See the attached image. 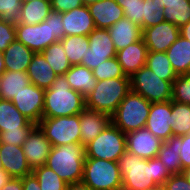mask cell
<instances>
[{"label": "cell", "mask_w": 190, "mask_h": 190, "mask_svg": "<svg viewBox=\"0 0 190 190\" xmlns=\"http://www.w3.org/2000/svg\"><path fill=\"white\" fill-rule=\"evenodd\" d=\"M122 177V190H147L164 185L172 175L158 157L140 158L127 150L118 161Z\"/></svg>", "instance_id": "cell-1"}, {"label": "cell", "mask_w": 190, "mask_h": 190, "mask_svg": "<svg viewBox=\"0 0 190 190\" xmlns=\"http://www.w3.org/2000/svg\"><path fill=\"white\" fill-rule=\"evenodd\" d=\"M88 8L96 28L108 29L124 17L123 8L115 0H100Z\"/></svg>", "instance_id": "cell-22"}, {"label": "cell", "mask_w": 190, "mask_h": 190, "mask_svg": "<svg viewBox=\"0 0 190 190\" xmlns=\"http://www.w3.org/2000/svg\"><path fill=\"white\" fill-rule=\"evenodd\" d=\"M182 175L185 177V179L188 181L189 185H190V167H187L185 169L182 170Z\"/></svg>", "instance_id": "cell-54"}, {"label": "cell", "mask_w": 190, "mask_h": 190, "mask_svg": "<svg viewBox=\"0 0 190 190\" xmlns=\"http://www.w3.org/2000/svg\"><path fill=\"white\" fill-rule=\"evenodd\" d=\"M52 11L51 0H34L22 4L18 23L34 25L43 22Z\"/></svg>", "instance_id": "cell-30"}, {"label": "cell", "mask_w": 190, "mask_h": 190, "mask_svg": "<svg viewBox=\"0 0 190 190\" xmlns=\"http://www.w3.org/2000/svg\"><path fill=\"white\" fill-rule=\"evenodd\" d=\"M23 190H41L38 180L33 173L22 178Z\"/></svg>", "instance_id": "cell-47"}, {"label": "cell", "mask_w": 190, "mask_h": 190, "mask_svg": "<svg viewBox=\"0 0 190 190\" xmlns=\"http://www.w3.org/2000/svg\"><path fill=\"white\" fill-rule=\"evenodd\" d=\"M5 72V63H4V55L3 52L0 51V77Z\"/></svg>", "instance_id": "cell-53"}, {"label": "cell", "mask_w": 190, "mask_h": 190, "mask_svg": "<svg viewBox=\"0 0 190 190\" xmlns=\"http://www.w3.org/2000/svg\"><path fill=\"white\" fill-rule=\"evenodd\" d=\"M100 0H82L83 5L88 6Z\"/></svg>", "instance_id": "cell-55"}, {"label": "cell", "mask_w": 190, "mask_h": 190, "mask_svg": "<svg viewBox=\"0 0 190 190\" xmlns=\"http://www.w3.org/2000/svg\"><path fill=\"white\" fill-rule=\"evenodd\" d=\"M31 169L45 165L51 151V142L45 137L41 129L36 126L21 146Z\"/></svg>", "instance_id": "cell-17"}, {"label": "cell", "mask_w": 190, "mask_h": 190, "mask_svg": "<svg viewBox=\"0 0 190 190\" xmlns=\"http://www.w3.org/2000/svg\"><path fill=\"white\" fill-rule=\"evenodd\" d=\"M66 190H92L88 185H86L83 181L73 182L67 184Z\"/></svg>", "instance_id": "cell-49"}, {"label": "cell", "mask_w": 190, "mask_h": 190, "mask_svg": "<svg viewBox=\"0 0 190 190\" xmlns=\"http://www.w3.org/2000/svg\"><path fill=\"white\" fill-rule=\"evenodd\" d=\"M172 134L183 136L190 133V105L172 100Z\"/></svg>", "instance_id": "cell-36"}, {"label": "cell", "mask_w": 190, "mask_h": 190, "mask_svg": "<svg viewBox=\"0 0 190 190\" xmlns=\"http://www.w3.org/2000/svg\"><path fill=\"white\" fill-rule=\"evenodd\" d=\"M180 36L190 41V21L179 28Z\"/></svg>", "instance_id": "cell-50"}, {"label": "cell", "mask_w": 190, "mask_h": 190, "mask_svg": "<svg viewBox=\"0 0 190 190\" xmlns=\"http://www.w3.org/2000/svg\"><path fill=\"white\" fill-rule=\"evenodd\" d=\"M34 54L33 51L16 39L3 52L5 71L27 72Z\"/></svg>", "instance_id": "cell-24"}, {"label": "cell", "mask_w": 190, "mask_h": 190, "mask_svg": "<svg viewBox=\"0 0 190 190\" xmlns=\"http://www.w3.org/2000/svg\"><path fill=\"white\" fill-rule=\"evenodd\" d=\"M65 77L70 88L81 93L84 97L90 94L97 84L92 70L81 64L72 65Z\"/></svg>", "instance_id": "cell-27"}, {"label": "cell", "mask_w": 190, "mask_h": 190, "mask_svg": "<svg viewBox=\"0 0 190 190\" xmlns=\"http://www.w3.org/2000/svg\"><path fill=\"white\" fill-rule=\"evenodd\" d=\"M45 89L31 83L13 97L14 106L36 125L42 119Z\"/></svg>", "instance_id": "cell-12"}, {"label": "cell", "mask_w": 190, "mask_h": 190, "mask_svg": "<svg viewBox=\"0 0 190 190\" xmlns=\"http://www.w3.org/2000/svg\"><path fill=\"white\" fill-rule=\"evenodd\" d=\"M85 108V97L70 88L65 75L57 76L51 87L45 89L42 117L73 116Z\"/></svg>", "instance_id": "cell-2"}, {"label": "cell", "mask_w": 190, "mask_h": 190, "mask_svg": "<svg viewBox=\"0 0 190 190\" xmlns=\"http://www.w3.org/2000/svg\"><path fill=\"white\" fill-rule=\"evenodd\" d=\"M109 124L111 116L98 111L84 109L80 113V142L83 146L94 140Z\"/></svg>", "instance_id": "cell-20"}, {"label": "cell", "mask_w": 190, "mask_h": 190, "mask_svg": "<svg viewBox=\"0 0 190 190\" xmlns=\"http://www.w3.org/2000/svg\"><path fill=\"white\" fill-rule=\"evenodd\" d=\"M123 10L124 17L142 30L165 21L160 0H143L140 5L125 6Z\"/></svg>", "instance_id": "cell-14"}, {"label": "cell", "mask_w": 190, "mask_h": 190, "mask_svg": "<svg viewBox=\"0 0 190 190\" xmlns=\"http://www.w3.org/2000/svg\"><path fill=\"white\" fill-rule=\"evenodd\" d=\"M31 83L39 88L48 89L57 79V74L46 62L41 53H35L27 69Z\"/></svg>", "instance_id": "cell-25"}, {"label": "cell", "mask_w": 190, "mask_h": 190, "mask_svg": "<svg viewBox=\"0 0 190 190\" xmlns=\"http://www.w3.org/2000/svg\"><path fill=\"white\" fill-rule=\"evenodd\" d=\"M166 55L176 75L190 73V41L179 36L168 48Z\"/></svg>", "instance_id": "cell-26"}, {"label": "cell", "mask_w": 190, "mask_h": 190, "mask_svg": "<svg viewBox=\"0 0 190 190\" xmlns=\"http://www.w3.org/2000/svg\"><path fill=\"white\" fill-rule=\"evenodd\" d=\"M172 100L190 105V73L177 75L172 83Z\"/></svg>", "instance_id": "cell-39"}, {"label": "cell", "mask_w": 190, "mask_h": 190, "mask_svg": "<svg viewBox=\"0 0 190 190\" xmlns=\"http://www.w3.org/2000/svg\"><path fill=\"white\" fill-rule=\"evenodd\" d=\"M16 37L15 24L0 19V51L4 52Z\"/></svg>", "instance_id": "cell-42"}, {"label": "cell", "mask_w": 190, "mask_h": 190, "mask_svg": "<svg viewBox=\"0 0 190 190\" xmlns=\"http://www.w3.org/2000/svg\"><path fill=\"white\" fill-rule=\"evenodd\" d=\"M129 78L131 91L143 96L150 103L172 100V83L160 79L147 66L144 65Z\"/></svg>", "instance_id": "cell-8"}, {"label": "cell", "mask_w": 190, "mask_h": 190, "mask_svg": "<svg viewBox=\"0 0 190 190\" xmlns=\"http://www.w3.org/2000/svg\"><path fill=\"white\" fill-rule=\"evenodd\" d=\"M180 149L179 136H172L168 140L163 141L157 155L171 174H180L182 172Z\"/></svg>", "instance_id": "cell-32"}, {"label": "cell", "mask_w": 190, "mask_h": 190, "mask_svg": "<svg viewBox=\"0 0 190 190\" xmlns=\"http://www.w3.org/2000/svg\"><path fill=\"white\" fill-rule=\"evenodd\" d=\"M126 150V134L111 123L94 140L85 145V158L118 162Z\"/></svg>", "instance_id": "cell-7"}, {"label": "cell", "mask_w": 190, "mask_h": 190, "mask_svg": "<svg viewBox=\"0 0 190 190\" xmlns=\"http://www.w3.org/2000/svg\"><path fill=\"white\" fill-rule=\"evenodd\" d=\"M22 4L21 0H0V19L18 23Z\"/></svg>", "instance_id": "cell-40"}, {"label": "cell", "mask_w": 190, "mask_h": 190, "mask_svg": "<svg viewBox=\"0 0 190 190\" xmlns=\"http://www.w3.org/2000/svg\"><path fill=\"white\" fill-rule=\"evenodd\" d=\"M41 54L57 76L65 75L71 68L61 41L52 43Z\"/></svg>", "instance_id": "cell-33"}, {"label": "cell", "mask_w": 190, "mask_h": 190, "mask_svg": "<svg viewBox=\"0 0 190 190\" xmlns=\"http://www.w3.org/2000/svg\"><path fill=\"white\" fill-rule=\"evenodd\" d=\"M151 104L143 96L130 91L111 115V123L123 133L146 126Z\"/></svg>", "instance_id": "cell-5"}, {"label": "cell", "mask_w": 190, "mask_h": 190, "mask_svg": "<svg viewBox=\"0 0 190 190\" xmlns=\"http://www.w3.org/2000/svg\"><path fill=\"white\" fill-rule=\"evenodd\" d=\"M85 146L81 143L53 146L45 165L67 184L83 179Z\"/></svg>", "instance_id": "cell-3"}, {"label": "cell", "mask_w": 190, "mask_h": 190, "mask_svg": "<svg viewBox=\"0 0 190 190\" xmlns=\"http://www.w3.org/2000/svg\"><path fill=\"white\" fill-rule=\"evenodd\" d=\"M16 39L34 53H41L52 43L57 42L51 28V18L48 16L43 22L34 25L15 24Z\"/></svg>", "instance_id": "cell-10"}, {"label": "cell", "mask_w": 190, "mask_h": 190, "mask_svg": "<svg viewBox=\"0 0 190 190\" xmlns=\"http://www.w3.org/2000/svg\"><path fill=\"white\" fill-rule=\"evenodd\" d=\"M97 81L107 80L112 78H129L122 70V66L116 57L110 58L103 62L96 69L92 70Z\"/></svg>", "instance_id": "cell-38"}, {"label": "cell", "mask_w": 190, "mask_h": 190, "mask_svg": "<svg viewBox=\"0 0 190 190\" xmlns=\"http://www.w3.org/2000/svg\"><path fill=\"white\" fill-rule=\"evenodd\" d=\"M37 126L53 146L80 142V114L42 117Z\"/></svg>", "instance_id": "cell-9"}, {"label": "cell", "mask_w": 190, "mask_h": 190, "mask_svg": "<svg viewBox=\"0 0 190 190\" xmlns=\"http://www.w3.org/2000/svg\"><path fill=\"white\" fill-rule=\"evenodd\" d=\"M48 16L51 18V28L55 38L61 41L65 37L62 14L52 10Z\"/></svg>", "instance_id": "cell-45"}, {"label": "cell", "mask_w": 190, "mask_h": 190, "mask_svg": "<svg viewBox=\"0 0 190 190\" xmlns=\"http://www.w3.org/2000/svg\"><path fill=\"white\" fill-rule=\"evenodd\" d=\"M27 119L12 103L5 99H0V132L4 130H18L19 127H36Z\"/></svg>", "instance_id": "cell-28"}, {"label": "cell", "mask_w": 190, "mask_h": 190, "mask_svg": "<svg viewBox=\"0 0 190 190\" xmlns=\"http://www.w3.org/2000/svg\"><path fill=\"white\" fill-rule=\"evenodd\" d=\"M82 181L92 190H122L119 163L98 158H85Z\"/></svg>", "instance_id": "cell-6"}, {"label": "cell", "mask_w": 190, "mask_h": 190, "mask_svg": "<svg viewBox=\"0 0 190 190\" xmlns=\"http://www.w3.org/2000/svg\"><path fill=\"white\" fill-rule=\"evenodd\" d=\"M80 6H83L82 0H51L52 10L59 13H65Z\"/></svg>", "instance_id": "cell-46"}, {"label": "cell", "mask_w": 190, "mask_h": 190, "mask_svg": "<svg viewBox=\"0 0 190 190\" xmlns=\"http://www.w3.org/2000/svg\"><path fill=\"white\" fill-rule=\"evenodd\" d=\"M0 170H3L2 165H1V159H0Z\"/></svg>", "instance_id": "cell-58"}, {"label": "cell", "mask_w": 190, "mask_h": 190, "mask_svg": "<svg viewBox=\"0 0 190 190\" xmlns=\"http://www.w3.org/2000/svg\"><path fill=\"white\" fill-rule=\"evenodd\" d=\"M130 91V78L97 81L95 89L85 97L86 109L111 116Z\"/></svg>", "instance_id": "cell-4"}, {"label": "cell", "mask_w": 190, "mask_h": 190, "mask_svg": "<svg viewBox=\"0 0 190 190\" xmlns=\"http://www.w3.org/2000/svg\"><path fill=\"white\" fill-rule=\"evenodd\" d=\"M11 177L4 171L0 170V189L8 182Z\"/></svg>", "instance_id": "cell-52"}, {"label": "cell", "mask_w": 190, "mask_h": 190, "mask_svg": "<svg viewBox=\"0 0 190 190\" xmlns=\"http://www.w3.org/2000/svg\"><path fill=\"white\" fill-rule=\"evenodd\" d=\"M145 66L162 80L173 83L177 77L166 52H148Z\"/></svg>", "instance_id": "cell-35"}, {"label": "cell", "mask_w": 190, "mask_h": 190, "mask_svg": "<svg viewBox=\"0 0 190 190\" xmlns=\"http://www.w3.org/2000/svg\"><path fill=\"white\" fill-rule=\"evenodd\" d=\"M65 36H88L96 27L88 6L61 13Z\"/></svg>", "instance_id": "cell-19"}, {"label": "cell", "mask_w": 190, "mask_h": 190, "mask_svg": "<svg viewBox=\"0 0 190 190\" xmlns=\"http://www.w3.org/2000/svg\"><path fill=\"white\" fill-rule=\"evenodd\" d=\"M0 190H23L22 178H10Z\"/></svg>", "instance_id": "cell-48"}, {"label": "cell", "mask_w": 190, "mask_h": 190, "mask_svg": "<svg viewBox=\"0 0 190 190\" xmlns=\"http://www.w3.org/2000/svg\"><path fill=\"white\" fill-rule=\"evenodd\" d=\"M0 159L3 170L11 178H24L32 173L21 146L0 143Z\"/></svg>", "instance_id": "cell-18"}, {"label": "cell", "mask_w": 190, "mask_h": 190, "mask_svg": "<svg viewBox=\"0 0 190 190\" xmlns=\"http://www.w3.org/2000/svg\"><path fill=\"white\" fill-rule=\"evenodd\" d=\"M116 52L142 39L143 30L128 18L123 17L108 28Z\"/></svg>", "instance_id": "cell-23"}, {"label": "cell", "mask_w": 190, "mask_h": 190, "mask_svg": "<svg viewBox=\"0 0 190 190\" xmlns=\"http://www.w3.org/2000/svg\"><path fill=\"white\" fill-rule=\"evenodd\" d=\"M61 42L71 66L81 64L82 59L89 50L88 36H65Z\"/></svg>", "instance_id": "cell-34"}, {"label": "cell", "mask_w": 190, "mask_h": 190, "mask_svg": "<svg viewBox=\"0 0 190 190\" xmlns=\"http://www.w3.org/2000/svg\"><path fill=\"white\" fill-rule=\"evenodd\" d=\"M172 100L152 103L146 128L162 141L168 140L172 134Z\"/></svg>", "instance_id": "cell-16"}, {"label": "cell", "mask_w": 190, "mask_h": 190, "mask_svg": "<svg viewBox=\"0 0 190 190\" xmlns=\"http://www.w3.org/2000/svg\"><path fill=\"white\" fill-rule=\"evenodd\" d=\"M35 127H19L18 130L0 132V143L22 146Z\"/></svg>", "instance_id": "cell-41"}, {"label": "cell", "mask_w": 190, "mask_h": 190, "mask_svg": "<svg viewBox=\"0 0 190 190\" xmlns=\"http://www.w3.org/2000/svg\"><path fill=\"white\" fill-rule=\"evenodd\" d=\"M22 3H26V2H31V1H34V0H21Z\"/></svg>", "instance_id": "cell-57"}, {"label": "cell", "mask_w": 190, "mask_h": 190, "mask_svg": "<svg viewBox=\"0 0 190 190\" xmlns=\"http://www.w3.org/2000/svg\"><path fill=\"white\" fill-rule=\"evenodd\" d=\"M89 50L81 61V65L94 70L103 62L116 57V49L108 29L95 28L89 35Z\"/></svg>", "instance_id": "cell-11"}, {"label": "cell", "mask_w": 190, "mask_h": 190, "mask_svg": "<svg viewBox=\"0 0 190 190\" xmlns=\"http://www.w3.org/2000/svg\"><path fill=\"white\" fill-rule=\"evenodd\" d=\"M30 84L27 72L5 71L0 77V99L12 101L16 94Z\"/></svg>", "instance_id": "cell-29"}, {"label": "cell", "mask_w": 190, "mask_h": 190, "mask_svg": "<svg viewBox=\"0 0 190 190\" xmlns=\"http://www.w3.org/2000/svg\"><path fill=\"white\" fill-rule=\"evenodd\" d=\"M122 8L125 6L140 5L143 0H115Z\"/></svg>", "instance_id": "cell-51"}, {"label": "cell", "mask_w": 190, "mask_h": 190, "mask_svg": "<svg viewBox=\"0 0 190 190\" xmlns=\"http://www.w3.org/2000/svg\"><path fill=\"white\" fill-rule=\"evenodd\" d=\"M180 160L182 163V170L190 167V133L179 136Z\"/></svg>", "instance_id": "cell-44"}, {"label": "cell", "mask_w": 190, "mask_h": 190, "mask_svg": "<svg viewBox=\"0 0 190 190\" xmlns=\"http://www.w3.org/2000/svg\"><path fill=\"white\" fill-rule=\"evenodd\" d=\"M147 190H166L165 187L163 185H157L153 188H149Z\"/></svg>", "instance_id": "cell-56"}, {"label": "cell", "mask_w": 190, "mask_h": 190, "mask_svg": "<svg viewBox=\"0 0 190 190\" xmlns=\"http://www.w3.org/2000/svg\"><path fill=\"white\" fill-rule=\"evenodd\" d=\"M148 49L143 38L124 49L117 51L116 58L122 66V70L126 76L140 70L146 63Z\"/></svg>", "instance_id": "cell-21"}, {"label": "cell", "mask_w": 190, "mask_h": 190, "mask_svg": "<svg viewBox=\"0 0 190 190\" xmlns=\"http://www.w3.org/2000/svg\"><path fill=\"white\" fill-rule=\"evenodd\" d=\"M41 190H66L67 183L46 165L32 169Z\"/></svg>", "instance_id": "cell-37"}, {"label": "cell", "mask_w": 190, "mask_h": 190, "mask_svg": "<svg viewBox=\"0 0 190 190\" xmlns=\"http://www.w3.org/2000/svg\"><path fill=\"white\" fill-rule=\"evenodd\" d=\"M179 36V27L164 21L160 24L144 28L142 38L148 52H166Z\"/></svg>", "instance_id": "cell-13"}, {"label": "cell", "mask_w": 190, "mask_h": 190, "mask_svg": "<svg viewBox=\"0 0 190 190\" xmlns=\"http://www.w3.org/2000/svg\"><path fill=\"white\" fill-rule=\"evenodd\" d=\"M164 20L181 27L190 21V0H160Z\"/></svg>", "instance_id": "cell-31"}, {"label": "cell", "mask_w": 190, "mask_h": 190, "mask_svg": "<svg viewBox=\"0 0 190 190\" xmlns=\"http://www.w3.org/2000/svg\"><path fill=\"white\" fill-rule=\"evenodd\" d=\"M163 186L166 190H190V185L182 173L172 174Z\"/></svg>", "instance_id": "cell-43"}, {"label": "cell", "mask_w": 190, "mask_h": 190, "mask_svg": "<svg viewBox=\"0 0 190 190\" xmlns=\"http://www.w3.org/2000/svg\"><path fill=\"white\" fill-rule=\"evenodd\" d=\"M162 144L146 127L126 133L127 151L143 159L157 157Z\"/></svg>", "instance_id": "cell-15"}]
</instances>
